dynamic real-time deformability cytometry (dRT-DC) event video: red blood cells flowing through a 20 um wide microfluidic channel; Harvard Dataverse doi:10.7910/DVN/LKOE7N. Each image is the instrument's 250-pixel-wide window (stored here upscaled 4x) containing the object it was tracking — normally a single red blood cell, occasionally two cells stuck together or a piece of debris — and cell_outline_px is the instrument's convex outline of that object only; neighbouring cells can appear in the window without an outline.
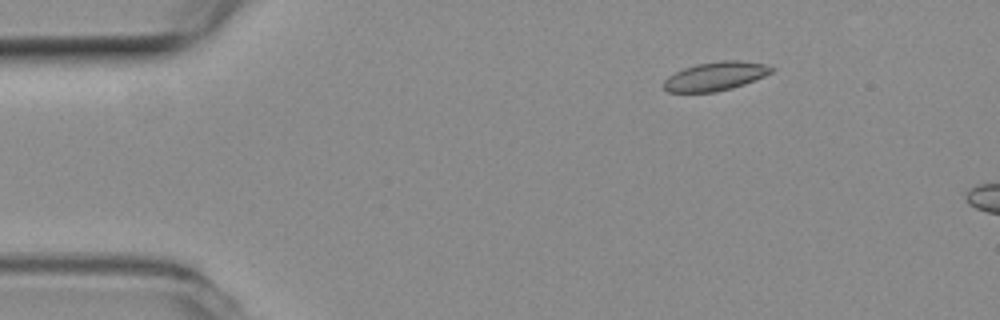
{"species": "common noctule bat (a hibernating species)", "species_latin": "Nyctalus noctula", "temperature_condition": "room temperature", "stored_images_in_passage": 7, "camera_frame_rate_fps": 3000, "um_per_image_px": 0.085, "animal": {"sex": "female", "body_mass_g": 19.3, "forearm_length_mm": 54.1}, "frame": {"image": 1, "passage_image": 2, "time_ms": 0.333, "image_size_px": [1000, 320], "cell_outline_px": [[776, 68], [772, 72], [764, 76], [744, 84], [732, 88], [716, 92], [668, 92], [664, 88], [664, 80], [668, 76], [684, 68], [696, 64], [720, 60], [740, 60], [764, 64]], "centroid_in_image_um": [60.82, 6.47], "position_along_channel_um": 24.2, "area_um2": 18.03}}